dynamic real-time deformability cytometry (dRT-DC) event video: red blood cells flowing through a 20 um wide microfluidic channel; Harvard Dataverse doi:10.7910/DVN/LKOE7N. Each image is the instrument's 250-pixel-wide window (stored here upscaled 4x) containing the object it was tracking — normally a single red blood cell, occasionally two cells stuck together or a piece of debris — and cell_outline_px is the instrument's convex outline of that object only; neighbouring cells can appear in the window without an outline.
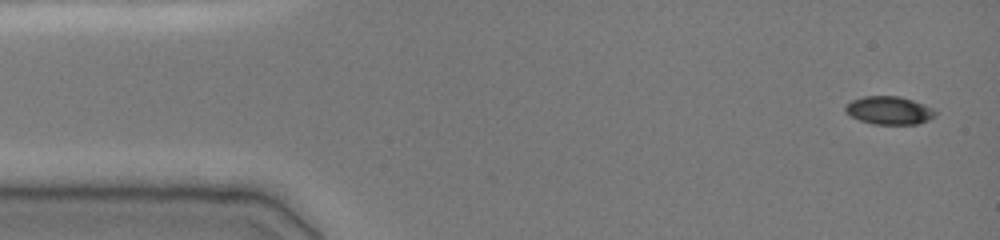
{"species": "common noctule bat (a hibernating species)", "species_latin": "Nyctalus noctula", "temperature_condition": "cold", "stored_images_in_passage": 33, "camera_frame_rate_fps": 3000, "um_per_image_px": 0.085, "animal": {"sex": "female", "body_mass_g": 19.0, "forearm_length_mm": 51.5}, "frame": {"image": 1, "passage_image": 1, "time_ms": 0.0, "image_size_px": [1000, 240], "cell_outline_px": [[936, 112], [928, 120], [916, 124], [872, 124], [860, 120], [844, 112], [844, 108], [852, 100], [864, 96], [900, 96], [924, 104], [932, 108]], "centroid_in_image_um": [75.55, 9.38], "position_along_channel_um": 9.4, "area_um2": 14.57}}
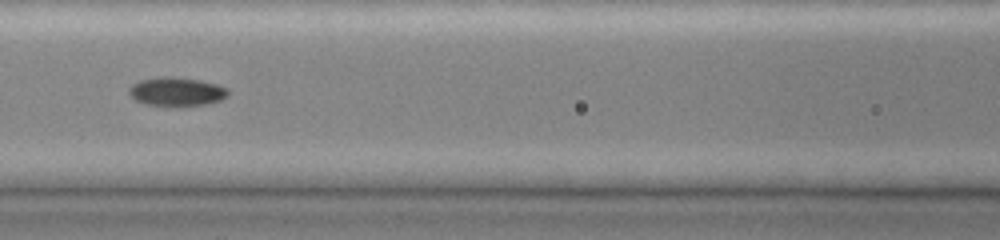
{"frame": {"image": 2, "passage_image": 14, "time_ms": 6.333, "image_size_px": [1000, 240], "cell_outline_px": [[228, 96], [220, 100], [204, 104], [148, 104], [136, 100], [128, 92], [128, 88], [132, 84], [140, 80], [164, 76], [168, 76], [200, 80], [216, 84], [228, 88]], "centroid_in_image_um": [15.01, 7.75], "position_along_channel_um": 151.6, "area_um2": 16.01}}
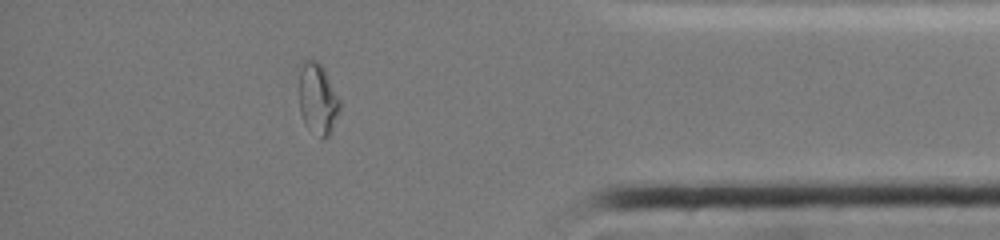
{"frame": {"image": 3, "passage_image": 29, "time_ms": 13.333, "image_size_px": [1000, 240], "cell_outline_px": [[340, 112], [328, 136], [324, 140], [320, 140], [304, 124], [300, 112], [300, 72], [304, 60], [316, 60], [324, 68], [340, 100]], "centroid_in_image_um": [27.02, 8.46], "position_along_channel_um": 408.2, "area_um2": 16.94}, "authors_computed_cell_mechanics": {"area_um2": 15.7794, "velocity_mm_per_s": 3.9304, "shape_relaxation_time_tau1_ms": null, "shape_relaxation_time_tau2_ms": 3.6314, "deformation_change_tau1": null, "deformation_change_tau2": 0.06}}